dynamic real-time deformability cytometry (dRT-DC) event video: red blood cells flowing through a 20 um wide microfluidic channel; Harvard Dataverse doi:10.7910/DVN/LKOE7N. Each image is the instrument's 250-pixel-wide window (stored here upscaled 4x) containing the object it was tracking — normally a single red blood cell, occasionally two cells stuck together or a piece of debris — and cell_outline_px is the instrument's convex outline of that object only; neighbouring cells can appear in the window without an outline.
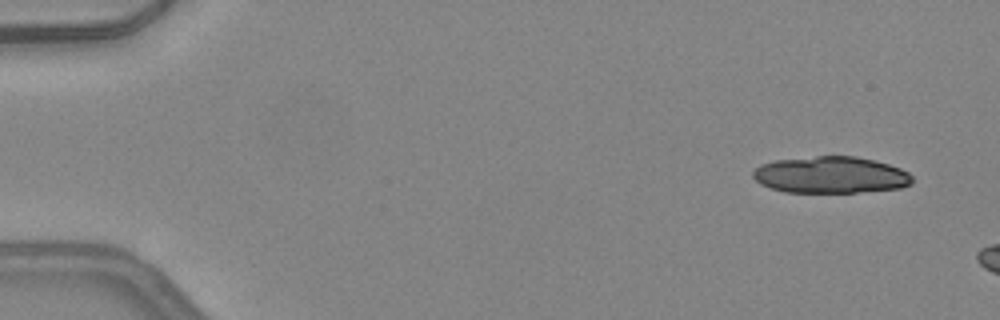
{"species": "common noctule bat (a hibernating species)", "species_latin": "Nyctalus noctula", "temperature_condition": "warm", "stored_images_in_passage": 8, "camera_frame_rate_fps": 3000, "um_per_image_px": 0.085, "animal": {"sex": "female", "body_mass_g": 24.6, "forearm_length_mm": 56.2}, "frame": {"image": 1, "passage_image": 3, "time_ms": 0.667, "image_size_px": [1000, 320], "cell_outline_px": [[912, 184], [900, 188], [856, 192], [784, 192], [760, 184], [752, 176], [752, 172], [760, 164], [776, 160], [816, 156], [856, 156], [888, 164], [900, 168], [908, 172], [912, 176]], "centroid_in_image_um": [70.6, 14.86], "position_along_channel_um": 14.4, "area_um2": 33.99}}